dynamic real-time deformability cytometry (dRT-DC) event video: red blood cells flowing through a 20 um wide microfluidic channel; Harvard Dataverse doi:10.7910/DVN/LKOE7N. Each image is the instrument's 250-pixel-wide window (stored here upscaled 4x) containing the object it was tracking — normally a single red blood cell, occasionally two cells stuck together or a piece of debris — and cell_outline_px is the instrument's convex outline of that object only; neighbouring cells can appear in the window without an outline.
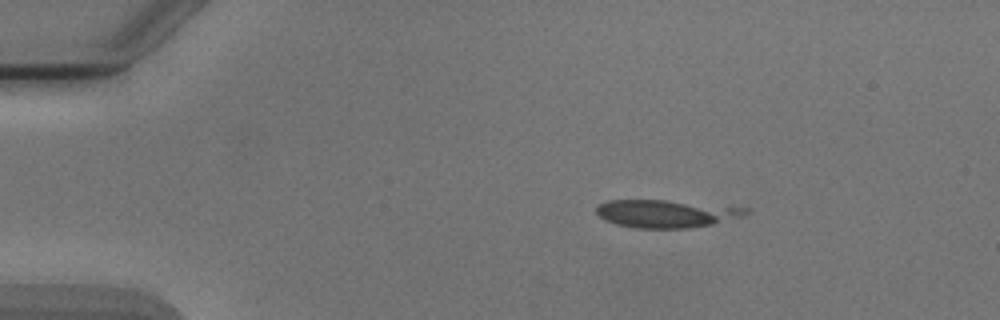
{"species": "Egyptian fruit bat (a non-hibernating species)", "species_latin": "Rousettus aegyptiacus", "temperature_condition": "cold", "stored_images_in_passage": 4, "camera_frame_rate_fps": 3000, "um_per_image_px": 0.085, "animal": {"sex": "male"}, "frame": {"image": 1, "passage_image": 2, "time_ms": 1.333, "image_size_px": [1000, 320], "cell_outline_px": [[752, 208], [744, 216], [712, 224], [692, 228], [636, 228], [616, 224], [604, 220], [596, 212], [596, 204], [608, 200], [664, 200]], "centroid_in_image_um": [56.61, 18.15], "position_along_channel_um": 28.4, "area_um2": 24.28}}